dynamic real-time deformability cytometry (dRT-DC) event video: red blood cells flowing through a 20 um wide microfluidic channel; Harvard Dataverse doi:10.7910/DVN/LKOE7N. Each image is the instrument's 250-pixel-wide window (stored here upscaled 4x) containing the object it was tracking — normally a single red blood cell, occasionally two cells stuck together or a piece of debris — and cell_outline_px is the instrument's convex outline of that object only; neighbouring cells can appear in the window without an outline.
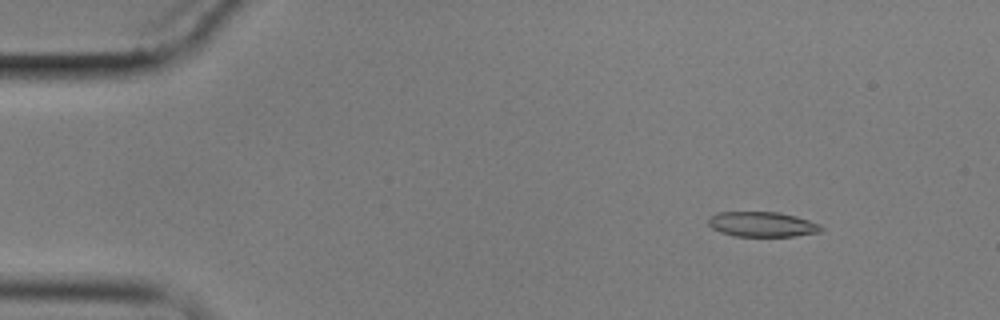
{"species": "common noctule bat (a hibernating species)", "species_latin": "Nyctalus noctula", "temperature_condition": "cold", "stored_images_in_passage": 7, "camera_frame_rate_fps": 3000, "um_per_image_px": 0.085, "animal": {"sex": "male", "body_mass_g": 17.9}, "frame": {"image": 1, "passage_image": 2, "time_ms": 1.0, "image_size_px": [1000, 320], "cell_outline_px": [[824, 228], [820, 232], [796, 236], [736, 236], [720, 232], [712, 228], [708, 224], [708, 216], [716, 212], [780, 212], [796, 216], [820, 224]], "centroid_in_image_um": [64.77, 19.06], "position_along_channel_um": 20.2, "area_um2": 16.59}}
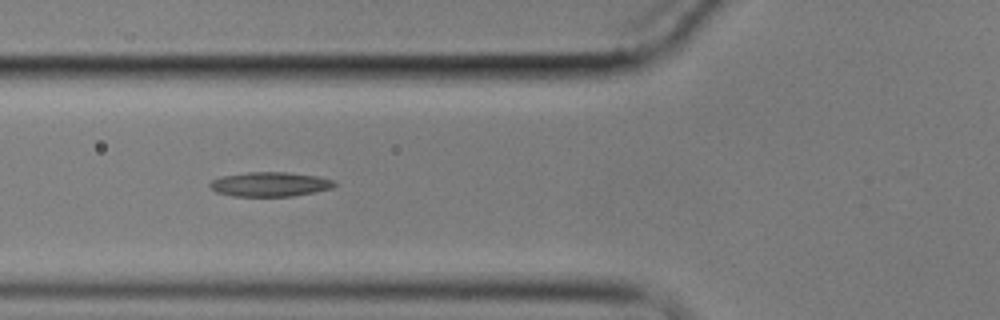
{"frame": {"image": 2, "passage_image": 6, "time_ms": 6.0, "image_size_px": [1000, 320], "cell_outline_px": [[336, 184], [332, 188], [292, 196], [232, 196], [216, 192], [208, 184], [212, 180], [220, 176], [248, 172], [288, 172], [316, 176], [332, 180]], "centroid_in_image_um": [22.9, 15.65], "position_along_channel_um": 102.9, "area_um2": 17.63}}
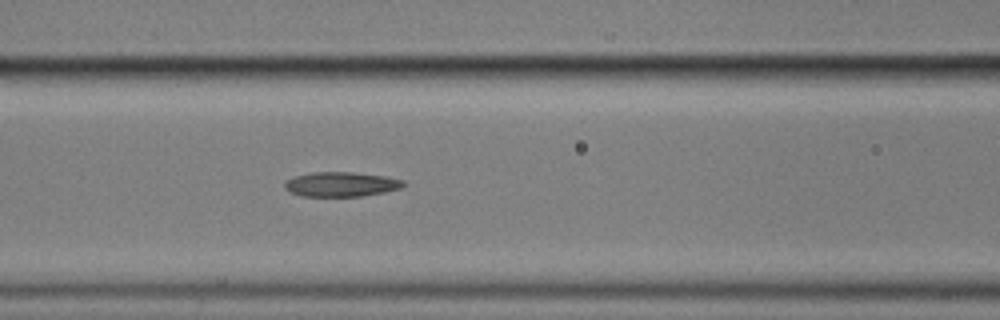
{"frame": {"image": 3, "passage_image": 7, "time_ms": 7.0, "image_size_px": [1000, 320], "cell_outline_px": [[408, 184], [400, 188], [384, 192], [360, 196], [300, 196], [284, 188], [284, 180], [292, 176], [312, 172], [352, 172], [388, 176], [404, 180]], "centroid_in_image_um": [28.99, 15.65], "position_along_channel_um": 137.6, "area_um2": 17.28}}